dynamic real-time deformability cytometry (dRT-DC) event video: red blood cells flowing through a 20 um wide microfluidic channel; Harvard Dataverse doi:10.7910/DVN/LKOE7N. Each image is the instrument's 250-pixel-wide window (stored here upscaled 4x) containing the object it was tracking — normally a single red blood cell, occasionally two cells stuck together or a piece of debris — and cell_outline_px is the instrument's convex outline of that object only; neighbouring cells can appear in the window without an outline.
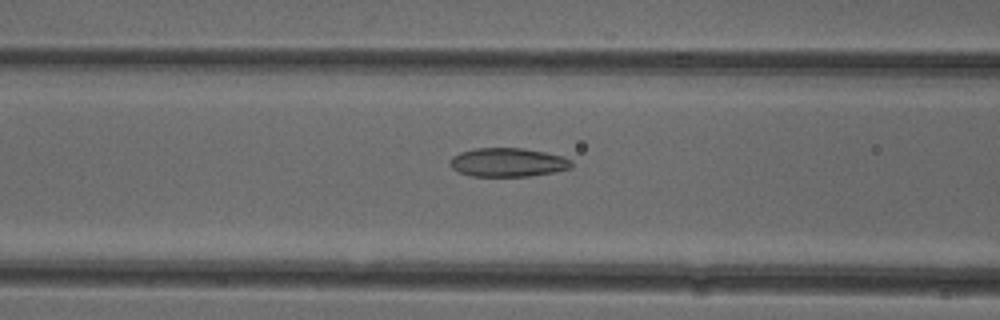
{"species": "common noctule bat (a hibernating species)", "species_latin": "Nyctalus noctula", "temperature_condition": "cold", "stored_images_in_passage": 44, "camera_frame_rate_fps": 3000, "um_per_image_px": 0.085, "animal": {"sex": "female"}, "frame": {"image": 1, "passage_image": 13, "time_ms": 4.0, "image_size_px": [1000, 320], "cell_outline_px": [[572, 168], [552, 172], [528, 176], [472, 176], [460, 172], [452, 168], [452, 156], [460, 152], [476, 148], [524, 148], [544, 152], [560, 156], [572, 160]], "centroid_in_image_um": [43.18, 13.79], "position_along_channel_um": 123.4, "area_um2": 20.11}}
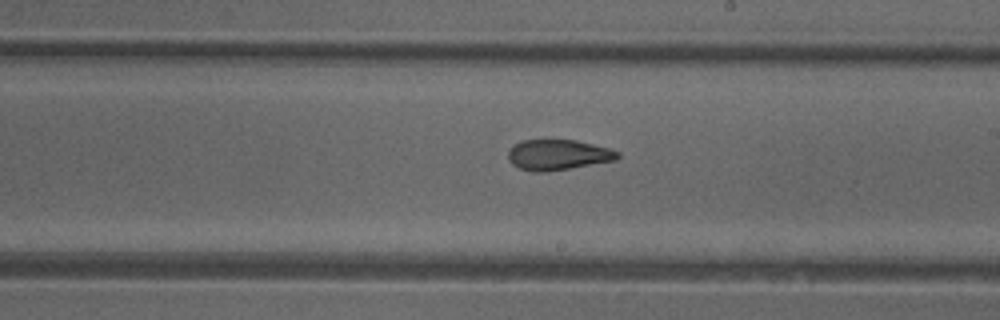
{"frame": {"image": 2, "passage_image": 22, "time_ms": 7.0, "image_size_px": [1000, 320], "cell_outline_px": [[620, 156], [616, 160], [544, 172], [532, 172], [520, 168], [512, 164], [508, 160], [508, 152], [512, 144], [524, 140], [576, 140], [612, 148], [620, 152]], "centroid_in_image_um": [47.43, 13.15], "position_along_channel_um": 241.6, "area_um2": 19.54}}
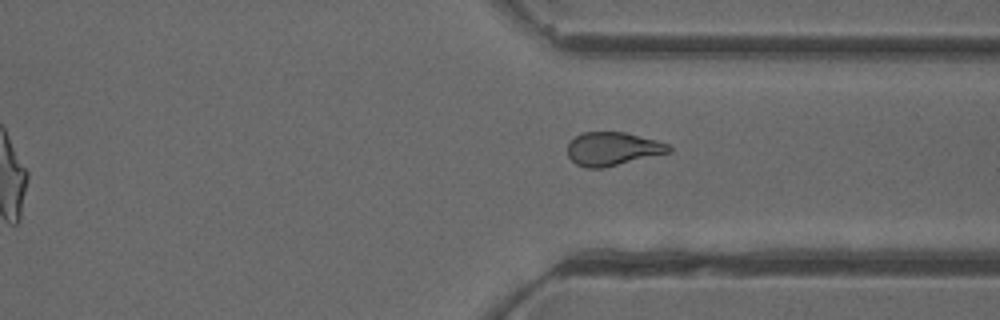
{"frame": {"image": 3, "passage_image": 31, "time_ms": 10.0, "image_size_px": [1000, 320], "cell_outline_px": [[672, 152], [604, 168], [584, 168], [576, 164], [568, 156], [568, 144], [580, 132], [624, 132], [656, 140], [668, 144], [672, 148]], "centroid_in_image_um": [52.08, 12.66], "position_along_channel_um": 359.3, "area_um2": 19.83}, "authors_computed_cell_mechanics": {"area_um2": 20.4034, "velocity_mm_per_s": 3.9381, "shape_relaxation_time_tau1_ms": null, "shape_relaxation_time_tau2_ms": 2.1517, "deformation_change_tau1": null, "deformation_change_tau2": 0.0911}}